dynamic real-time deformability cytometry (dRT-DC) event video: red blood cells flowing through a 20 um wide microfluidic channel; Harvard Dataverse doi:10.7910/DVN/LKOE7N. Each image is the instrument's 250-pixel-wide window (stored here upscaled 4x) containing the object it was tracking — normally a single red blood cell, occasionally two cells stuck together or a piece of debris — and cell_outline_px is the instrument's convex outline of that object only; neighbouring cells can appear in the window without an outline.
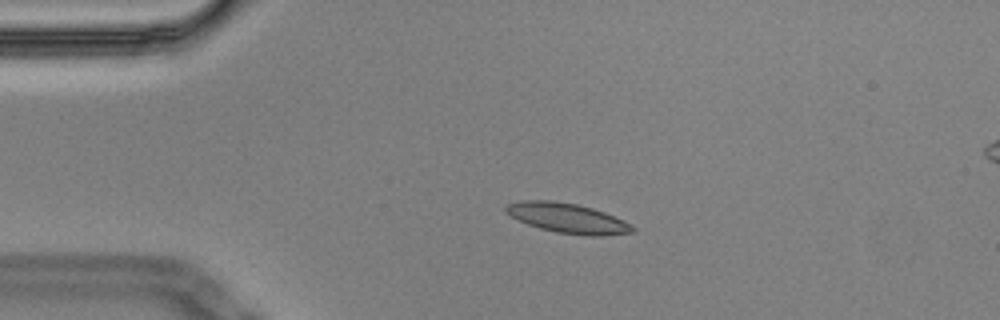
{"species": "Egyptian fruit bat (a non-hibernating species)", "species_latin": "Rousettus aegyptiacus", "temperature_condition": "cold", "stored_images_in_passage": 4, "segment_of_instrument_passage": [1, 2], "camera_frame_rate_fps": 3000, "um_per_image_px": 0.085, "animal": {"sex": "male"}, "frame": {"image": 1, "passage_image": 2, "time_ms": 0.333, "image_size_px": [1000, 320], "cell_outline_px": [[636, 232], [600, 236], [588, 236], [556, 232], [540, 228], [528, 224], [504, 212], [504, 208], [508, 204], [520, 200], [552, 200], [576, 204], [592, 208], [604, 212], [624, 220], [632, 224], [636, 228]], "centroid_in_image_um": [48.28, 18.54], "position_along_channel_um": 36.7, "area_um2": 22.08}}